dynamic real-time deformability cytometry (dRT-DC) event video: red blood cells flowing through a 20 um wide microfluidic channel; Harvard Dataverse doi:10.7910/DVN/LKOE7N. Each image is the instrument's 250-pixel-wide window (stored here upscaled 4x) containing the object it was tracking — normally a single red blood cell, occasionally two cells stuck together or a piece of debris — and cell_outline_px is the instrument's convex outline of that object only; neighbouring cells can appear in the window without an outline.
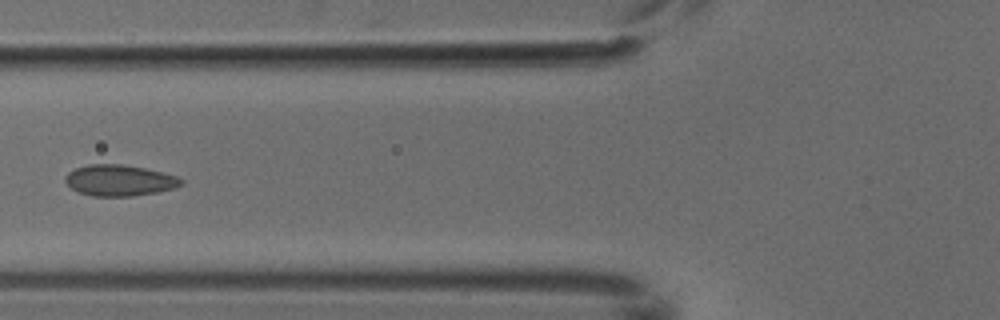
{"species": "common noctule bat (a hibernating species)", "species_latin": "Nyctalus noctula", "temperature_condition": "cold", "stored_images_in_passage": 6, "camera_frame_rate_fps": 3000, "um_per_image_px": 0.085, "animal": {"sex": "male", "body_mass_g": 18.8}, "frame": {"image": 1, "passage_image": 6, "time_ms": 1.667, "image_size_px": [1000, 320], "cell_outline_px": [[184, 184], [172, 188], [156, 192], [132, 196], [92, 196], [80, 192], [72, 188], [64, 180], [64, 176], [68, 172], [76, 168], [88, 164], [120, 164], [144, 168], [176, 176], [184, 180]], "centroid_in_image_um": [10.13, 15.33], "position_along_channel_um": 115.7, "area_um2": 20.81}}